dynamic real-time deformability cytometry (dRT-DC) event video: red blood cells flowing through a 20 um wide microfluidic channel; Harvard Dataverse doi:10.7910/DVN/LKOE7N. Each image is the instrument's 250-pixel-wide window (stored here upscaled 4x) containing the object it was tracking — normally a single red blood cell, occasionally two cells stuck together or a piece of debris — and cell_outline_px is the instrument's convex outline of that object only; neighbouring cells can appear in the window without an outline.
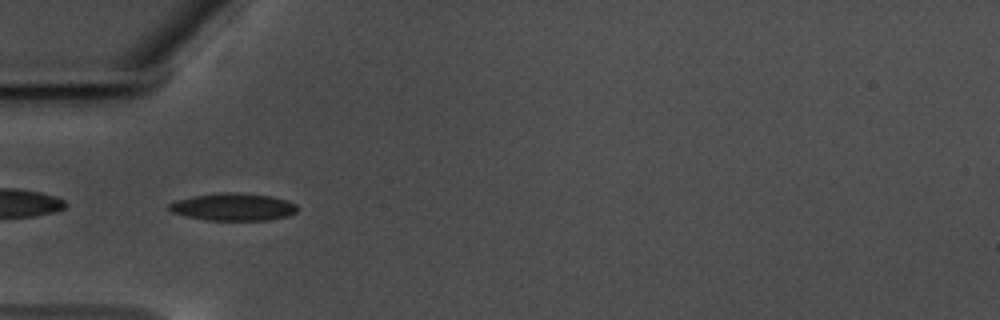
{"species": "common noctule bat (a hibernating species)", "species_latin": "Nyctalus noctula", "temperature_condition": "warm", "stored_images_in_passage": 41, "camera_frame_rate_fps": 3000, "um_per_image_px": 0.085, "animal": {"sex": "male", "body_mass_g": 17.5, "forearm_length_mm": 52.3}, "frame": {"image": 1, "passage_image": 1, "time_ms": 0.0, "image_size_px": [1000, 320], "cell_outline_px": [[296, 212], [288, 216], [268, 220], [208, 220], [188, 216], [172, 212], [168, 208], [168, 204], [176, 200], [192, 196], [220, 192], [228, 192], [272, 196], [288, 200], [296, 204]], "centroid_in_image_um": [19.83, 17.58], "position_along_channel_um": 65.2, "area_um2": 20.4}}
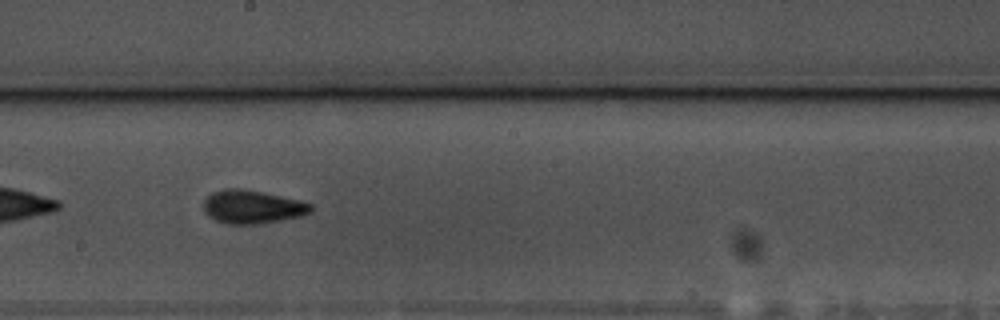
{"frame": {"image": 2, "passage_image": 15, "time_ms": 4.667, "image_size_px": [1000, 320], "cell_outline_px": [[312, 212], [300, 216], [260, 224], [228, 224], [216, 220], [208, 216], [204, 212], [204, 200], [212, 192], [224, 188], [240, 188], [264, 192], [300, 200], [312, 204]], "centroid_in_image_um": [21.44, 17.57], "position_along_channel_um": 226.8, "area_um2": 20.98}}
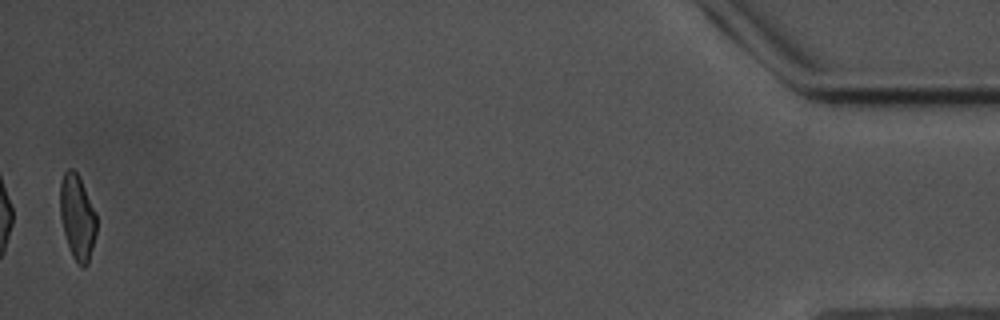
{"frame": {"image": 3, "passage_image": 40, "time_ms": 13.0, "image_size_px": [1000, 320], "cell_outline_px": [[96, 232], [88, 264], [84, 268], [72, 256], [64, 232], [60, 216], [60, 180], [64, 172], [68, 168], [72, 168], [76, 172], [96, 212]], "centroid_in_image_um": [6.56, 18.44], "position_along_channel_um": 428.6, "area_um2": 17.8}, "authors_computed_cell_mechanics": {"area_um2": 19.4786, "velocity_mm_per_s": 3.4988, "shape_relaxation_time_tau1_ms": 3.9734, "shape_relaxation_time_tau2_ms": 2.373, "deformation_change_tau1": 0.1553, "deformation_change_tau2": 0.0913}}